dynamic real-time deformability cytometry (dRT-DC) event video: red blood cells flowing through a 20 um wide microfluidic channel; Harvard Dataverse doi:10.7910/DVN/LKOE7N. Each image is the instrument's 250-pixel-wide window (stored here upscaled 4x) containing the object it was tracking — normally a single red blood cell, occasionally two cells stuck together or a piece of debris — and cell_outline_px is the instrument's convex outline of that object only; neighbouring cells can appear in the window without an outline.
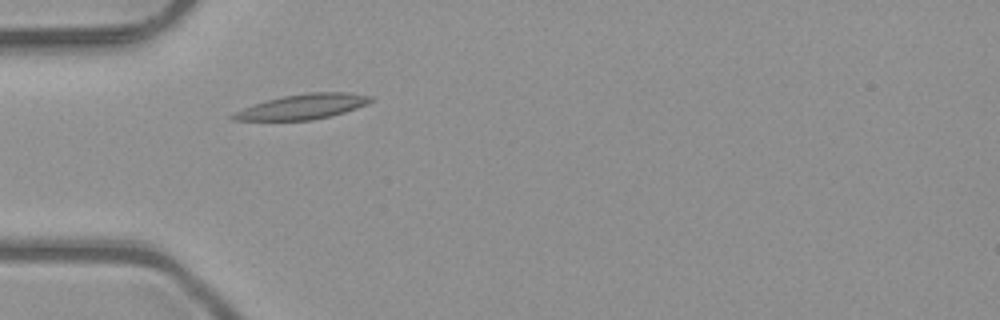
{"species": "common noctule bat (a hibernating species)", "species_latin": "Nyctalus noctula", "temperature_condition": "room temperature", "stored_images_in_passage": 3, "camera_frame_rate_fps": 3000, "um_per_image_px": 0.085, "animal": {"sex": "male", "body_mass_g": 23.1, "forearm_length_mm": 52.7}, "frame": {"image": 1, "passage_image": 3, "time_ms": 0.667, "image_size_px": [1000, 320], "cell_outline_px": [[376, 100], [368, 104], [332, 116], [312, 120], [232, 120], [228, 116], [244, 108], [280, 96], [308, 92], [348, 92], [372, 96]], "centroid_in_image_um": [25.79, 9.06], "position_along_channel_um": 59.2, "area_um2": 20.11}}